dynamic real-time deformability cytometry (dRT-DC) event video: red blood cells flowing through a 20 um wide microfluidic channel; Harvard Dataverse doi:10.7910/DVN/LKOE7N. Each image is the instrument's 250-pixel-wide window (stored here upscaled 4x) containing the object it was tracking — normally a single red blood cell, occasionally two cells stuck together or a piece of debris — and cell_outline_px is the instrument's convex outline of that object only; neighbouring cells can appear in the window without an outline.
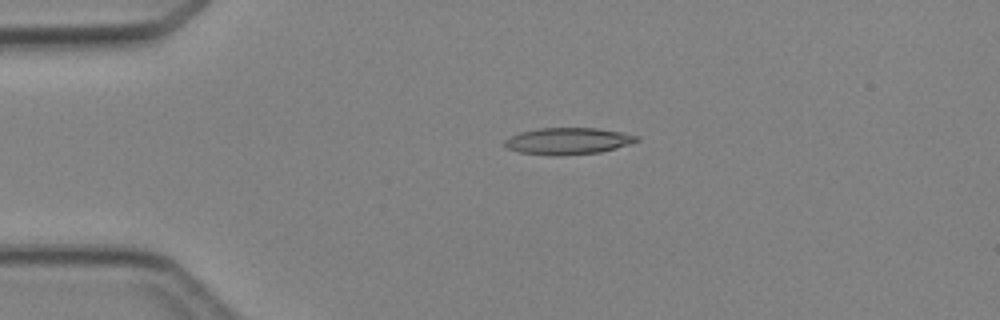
{"species": "Egyptian fruit bat (a non-hibernating species)", "species_latin": "Rousettus aegyptiacus", "temperature_condition": "cold", "stored_images_in_passage": 3, "camera_frame_rate_fps": 3000, "um_per_image_px": 0.085, "animal": {"sex": "female"}, "frame": {"image": 1, "passage_image": 3, "time_ms": 2.333, "image_size_px": [1000, 320], "cell_outline_px": [[640, 140], [616, 148], [600, 152], [560, 156], [548, 156], [520, 152], [508, 148], [504, 144], [504, 140], [520, 132], [540, 128], [596, 128], [620, 132], [640, 136]], "centroid_in_image_um": [48.28, 12.0], "position_along_channel_um": 36.7, "area_um2": 20.52}}